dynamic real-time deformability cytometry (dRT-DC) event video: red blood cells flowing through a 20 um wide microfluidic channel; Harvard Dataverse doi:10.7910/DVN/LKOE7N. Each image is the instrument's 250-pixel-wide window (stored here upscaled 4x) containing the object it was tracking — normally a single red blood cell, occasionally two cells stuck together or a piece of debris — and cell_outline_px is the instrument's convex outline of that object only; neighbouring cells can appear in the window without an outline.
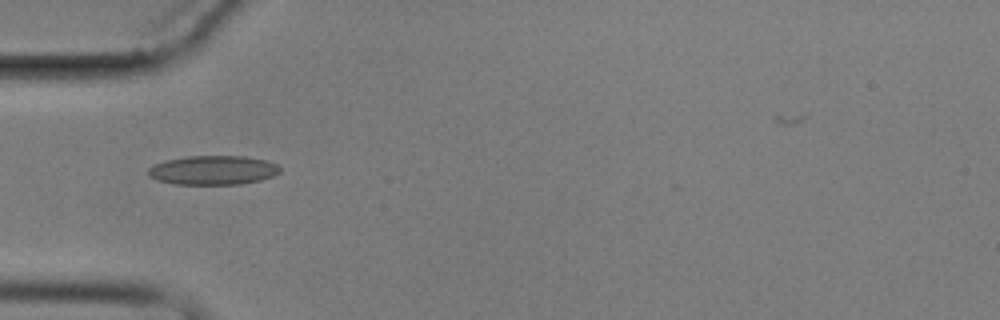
{"species": "common noctule bat (a hibernating species)", "species_latin": "Nyctalus noctula", "temperature_condition": "cold", "stored_images_in_passage": 5, "camera_frame_rate_fps": 3000, "um_per_image_px": 0.085, "animal": {"sex": "male", "body_mass_g": 17.9}, "frame": {"image": 1, "passage_image": 5, "time_ms": 4.667, "image_size_px": [1000, 320], "cell_outline_px": [[280, 172], [272, 176], [260, 180], [240, 184], [176, 184], [156, 180], [148, 176], [148, 168], [164, 160], [188, 156], [244, 156], [264, 160], [276, 164], [280, 168]], "centroid_in_image_um": [18.08, 14.46], "position_along_channel_um": 66.9, "area_um2": 22.31}}